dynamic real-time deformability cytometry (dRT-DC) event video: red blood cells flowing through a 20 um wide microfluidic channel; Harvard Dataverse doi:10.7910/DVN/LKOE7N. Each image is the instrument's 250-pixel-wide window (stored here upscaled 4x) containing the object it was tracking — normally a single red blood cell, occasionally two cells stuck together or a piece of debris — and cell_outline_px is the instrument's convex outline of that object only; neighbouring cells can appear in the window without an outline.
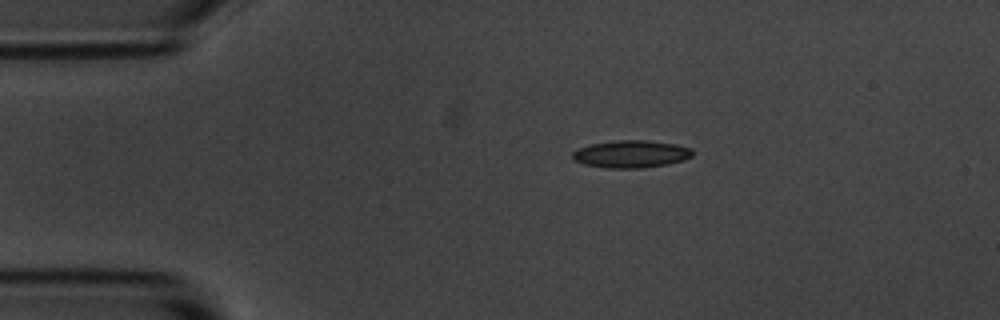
{"species": "common noctule bat (a hibernating species)", "species_latin": "Nyctalus noctula", "temperature_condition": "room temperature", "stored_images_in_passage": 2, "camera_frame_rate_fps": 3000, "um_per_image_px": 0.085, "animal": {"sex": "male", "body_mass_g": 20.1, "forearm_length_mm": 53.5}, "frame": {"image": 1, "passage_image": 1, "time_ms": 0.0, "image_size_px": [1000, 320], "cell_outline_px": [[692, 156], [684, 160], [668, 164], [640, 168], [608, 168], [584, 164], [572, 160], [572, 152], [576, 148], [592, 144], [616, 140], [644, 140], [676, 144], [692, 148]], "centroid_in_image_um": [53.62, 13.09], "position_along_channel_um": 31.4, "area_um2": 19.25}}